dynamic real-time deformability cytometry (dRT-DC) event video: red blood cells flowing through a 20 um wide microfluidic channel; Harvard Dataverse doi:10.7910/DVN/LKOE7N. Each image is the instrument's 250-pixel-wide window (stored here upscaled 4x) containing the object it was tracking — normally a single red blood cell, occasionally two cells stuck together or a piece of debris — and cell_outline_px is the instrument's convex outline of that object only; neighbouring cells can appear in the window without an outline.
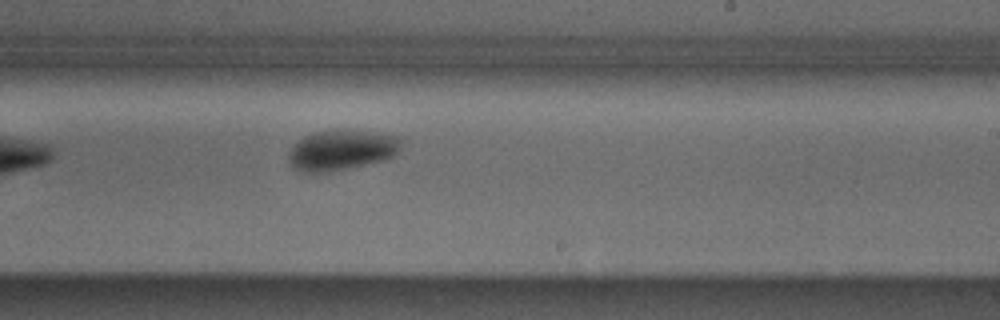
{"species": "Egyptian fruit bat (a non-hibernating species)", "species_latin": "Rousettus aegyptiacus", "temperature_condition": "cold", "stored_images_in_passage": 7, "camera_frame_rate_fps": 3000, "um_per_image_px": 0.085, "animal": {"sex": "male"}, "frame": {"image": 1, "passage_image": 7, "time_ms": 2.0, "image_size_px": [1000, 320], "cell_outline_px": [[400, 148], [392, 156], [384, 160], [344, 168], [316, 172], [312, 172], [296, 168], [292, 164], [288, 156], [292, 148], [304, 136], [316, 132], [336, 128], [344, 128], [400, 136]], "centroid_in_image_um": [29.07, 12.69], "position_along_channel_um": 259.9, "area_um2": 25.84}}